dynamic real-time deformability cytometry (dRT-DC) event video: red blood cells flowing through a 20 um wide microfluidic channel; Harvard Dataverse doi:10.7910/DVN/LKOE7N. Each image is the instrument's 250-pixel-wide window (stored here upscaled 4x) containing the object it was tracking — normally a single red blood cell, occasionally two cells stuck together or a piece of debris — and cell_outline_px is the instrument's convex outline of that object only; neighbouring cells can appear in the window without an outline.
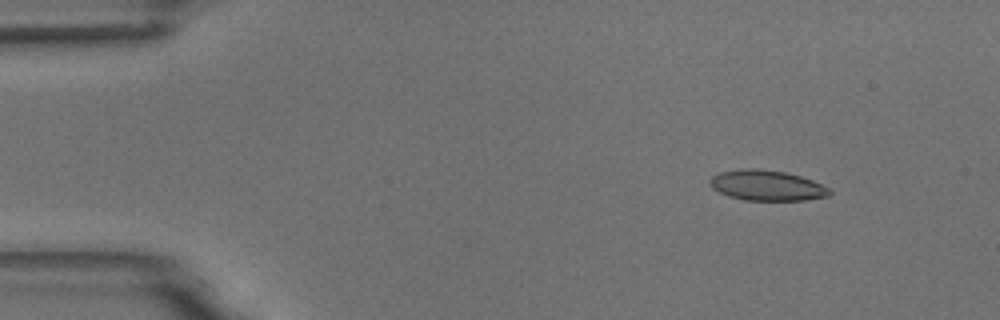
{"species": "common noctule bat (a hibernating species)", "species_latin": "Nyctalus noctula", "temperature_condition": "room temperature", "stored_images_in_passage": 9, "camera_frame_rate_fps": 3000, "um_per_image_px": 0.085, "animal": {"sex": "male", "body_mass_g": 18.8}, "frame": {"image": 1, "passage_image": 2, "time_ms": 1.333, "image_size_px": [1000, 320], "cell_outline_px": [[832, 192], [828, 196], [804, 200], [744, 200], [728, 196], [712, 188], [708, 184], [708, 180], [712, 176], [720, 172], [740, 168], [752, 168], [784, 172], [800, 176], [812, 180], [832, 188]], "centroid_in_image_um": [65.17, 15.76], "position_along_channel_um": 19.8, "area_um2": 21.33}}